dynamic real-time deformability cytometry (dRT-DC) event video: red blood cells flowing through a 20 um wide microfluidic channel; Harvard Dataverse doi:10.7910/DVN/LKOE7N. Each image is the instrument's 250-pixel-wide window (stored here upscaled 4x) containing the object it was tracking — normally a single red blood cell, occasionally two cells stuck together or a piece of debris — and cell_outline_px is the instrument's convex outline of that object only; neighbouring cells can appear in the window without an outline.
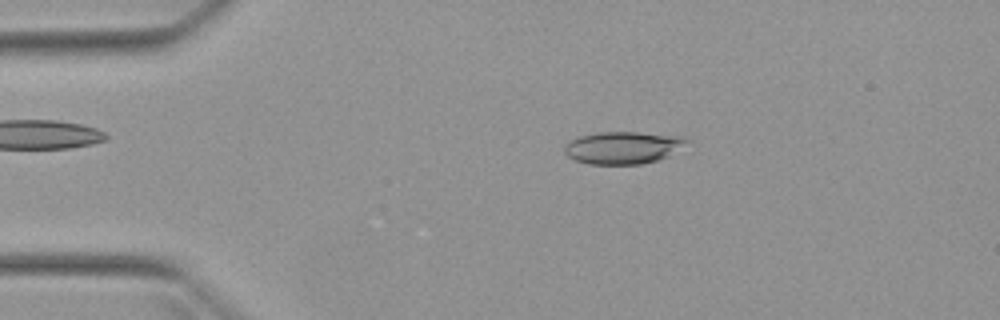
{"species": "Egyptian fruit bat (a non-hibernating species)", "species_latin": "Rousettus aegyptiacus", "temperature_condition": "warm", "stored_images_in_passage": 5, "camera_frame_rate_fps": 3000, "um_per_image_px": 0.085, "animal": {"sex": "female"}, "frame": {"image": 1, "passage_image": 5, "time_ms": 5.0, "image_size_px": [1000, 320], "cell_outline_px": [[688, 140], [668, 156], [656, 160], [640, 164], [588, 164], [576, 160], [568, 156], [564, 152], [564, 144], [580, 136], [596, 132], [640, 132], [684, 136]], "centroid_in_image_um": [52.9, 12.54], "position_along_channel_um": 32.1, "area_um2": 22.83}}